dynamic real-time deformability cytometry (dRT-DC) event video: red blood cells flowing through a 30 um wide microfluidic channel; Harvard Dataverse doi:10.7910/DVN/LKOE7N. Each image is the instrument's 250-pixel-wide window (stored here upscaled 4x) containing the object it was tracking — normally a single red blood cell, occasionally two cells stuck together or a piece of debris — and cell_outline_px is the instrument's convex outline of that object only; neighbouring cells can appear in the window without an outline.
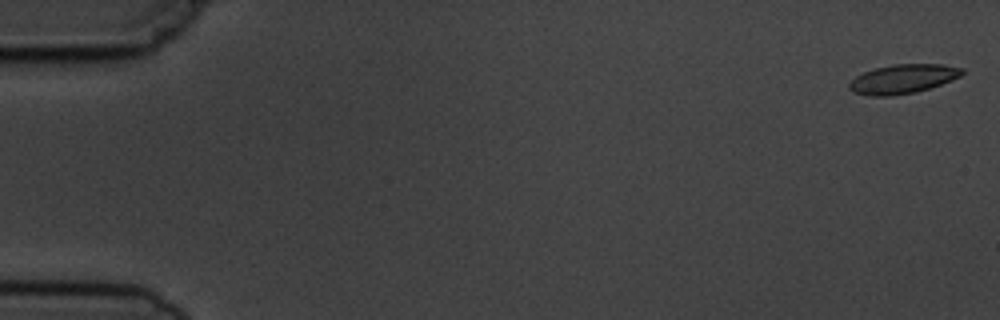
{"species": "common noctule bat (a hibernating species)", "species_latin": "Nyctalus noctula", "temperature_condition": "cold", "stored_images_in_passage": 5, "camera_frame_rate_fps": 3000, "um_per_image_px": 0.085, "animal": {"sex": "male", "body_mass_g": 19.5, "forearm_length_mm": 54.6}, "frame": {"image": 1, "passage_image": 1, "time_ms": 0.0, "image_size_px": [1000, 320], "cell_outline_px": [[964, 72], [960, 76], [952, 80], [916, 92], [892, 96], [872, 96], [856, 92], [848, 88], [848, 84], [856, 76], [864, 72], [876, 68], [892, 64], [944, 64], [964, 68]], "centroid_in_image_um": [76.77, 6.7], "position_along_channel_um": 8.2, "area_um2": 19.07}}
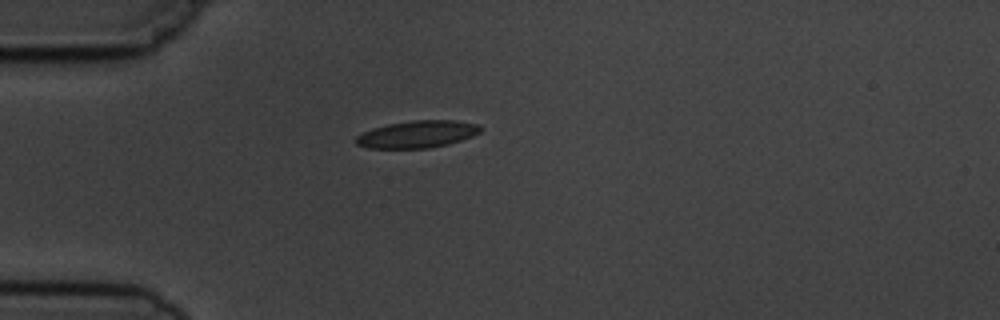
{"frame": {"image": 2, "passage_image": 5, "time_ms": 4.667, "image_size_px": [1000, 320], "cell_outline_px": [[484, 128], [480, 132], [472, 136], [448, 144], [428, 148], [368, 148], [356, 144], [352, 140], [356, 136], [372, 128], [388, 124], [412, 120], [456, 120], [480, 124]], "centroid_in_image_um": [35.48, 11.4], "position_along_channel_um": 49.5, "area_um2": 19.88}}